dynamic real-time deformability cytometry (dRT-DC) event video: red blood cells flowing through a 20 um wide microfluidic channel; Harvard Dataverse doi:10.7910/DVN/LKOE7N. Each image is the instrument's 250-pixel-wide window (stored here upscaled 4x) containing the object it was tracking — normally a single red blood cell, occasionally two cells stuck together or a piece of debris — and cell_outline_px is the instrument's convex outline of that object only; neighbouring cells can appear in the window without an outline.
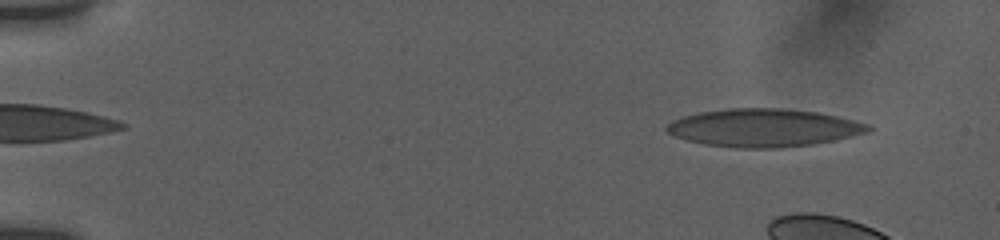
{"species": "human", "species_latin": "Homo sapiens", "temperature_condition": "room temperature", "stored_images_in_passage": 15, "camera_frame_rate_fps": 3000, "um_per_image_px": 0.085, "donor": {"sex": "female"}, "frame": {"image": 1, "passage_image": 4, "time_ms": 1.0, "image_size_px": [1000, 240], "cell_outline_px": [[876, 128], [868, 132], [832, 140], [812, 144], [772, 148], [736, 148], [704, 144], [688, 140], [676, 136], [668, 132], [664, 128], [672, 120], [684, 116], [704, 112], [728, 108], [780, 108], [816, 112], [836, 116], [868, 124]], "centroid_in_image_um": [64.91, 10.86], "position_along_channel_um": 20.1, "area_um2": 44.1}}